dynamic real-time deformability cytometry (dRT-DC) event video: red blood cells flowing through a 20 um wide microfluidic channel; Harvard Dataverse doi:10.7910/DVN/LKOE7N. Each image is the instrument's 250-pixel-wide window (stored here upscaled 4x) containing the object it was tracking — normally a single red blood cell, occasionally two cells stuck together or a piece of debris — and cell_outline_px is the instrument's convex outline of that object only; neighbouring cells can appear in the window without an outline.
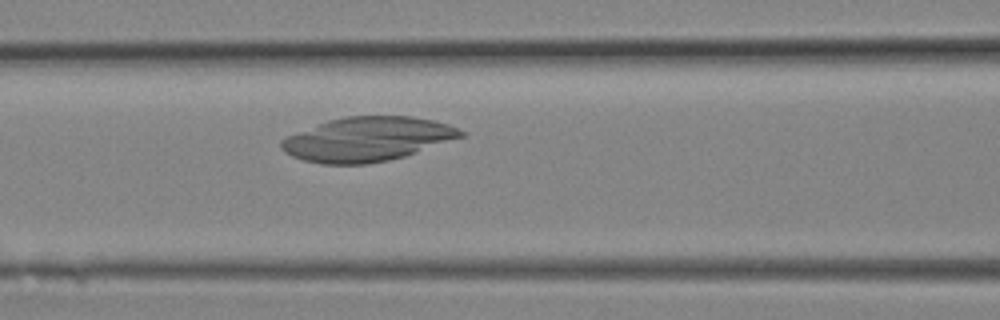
{"species": "Egyptian fruit bat (a non-hibernating species)", "species_latin": "Rousettus aegyptiacus", "temperature_condition": "room temperature", "stored_images_in_passage": 7, "camera_frame_rate_fps": 3000, "um_per_image_px": 0.085, "animal": {"sex": "female"}, "frame": {"image": 1, "passage_image": 7, "time_ms": 2.0, "image_size_px": [1000, 320], "cell_outline_px": [[468, 132], [464, 136], [404, 156], [388, 160], [368, 164], [320, 164], [304, 160], [292, 156], [284, 152], [280, 148], [280, 140], [288, 136], [328, 120], [344, 116], [412, 116], [436, 120], [448, 124]], "centroid_in_image_um": [31.24, 11.82], "position_along_channel_um": 135.4, "area_um2": 46.24}}